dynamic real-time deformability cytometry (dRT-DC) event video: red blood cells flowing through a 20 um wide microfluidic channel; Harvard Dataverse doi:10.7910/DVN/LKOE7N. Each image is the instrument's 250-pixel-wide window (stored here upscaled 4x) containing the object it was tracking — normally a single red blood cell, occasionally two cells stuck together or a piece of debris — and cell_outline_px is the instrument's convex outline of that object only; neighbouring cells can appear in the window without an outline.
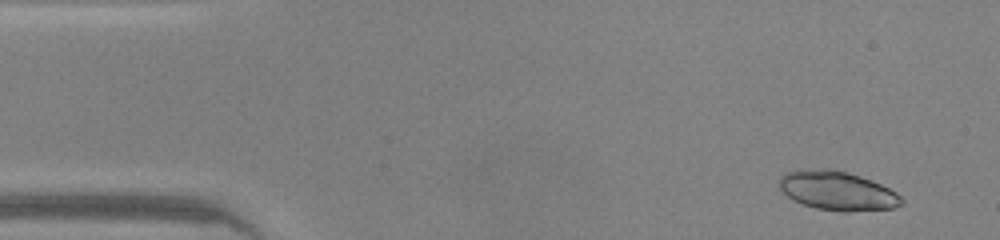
{"species": "common noctule bat (a hibernating species)", "species_latin": "Nyctalus noctula", "temperature_condition": "warm", "stored_images_in_passage": 13, "camera_frame_rate_fps": 3000, "um_per_image_px": 0.085, "animal": {"sex": "male", "body_mass_g": 20.0, "forearm_length_mm": 53.3}, "frame": {"image": 1, "passage_image": 3, "time_ms": 0.667, "image_size_px": [1000, 240], "cell_outline_px": [[904, 204], [892, 208], [848, 212], [840, 212], [816, 208], [792, 200], [780, 188], [780, 176], [784, 172], [824, 168], [828, 168], [848, 172], [860, 176], [880, 184], [896, 192], [904, 200]], "centroid_in_image_um": [71.19, 16.22], "position_along_channel_um": 13.8, "area_um2": 27.74}}